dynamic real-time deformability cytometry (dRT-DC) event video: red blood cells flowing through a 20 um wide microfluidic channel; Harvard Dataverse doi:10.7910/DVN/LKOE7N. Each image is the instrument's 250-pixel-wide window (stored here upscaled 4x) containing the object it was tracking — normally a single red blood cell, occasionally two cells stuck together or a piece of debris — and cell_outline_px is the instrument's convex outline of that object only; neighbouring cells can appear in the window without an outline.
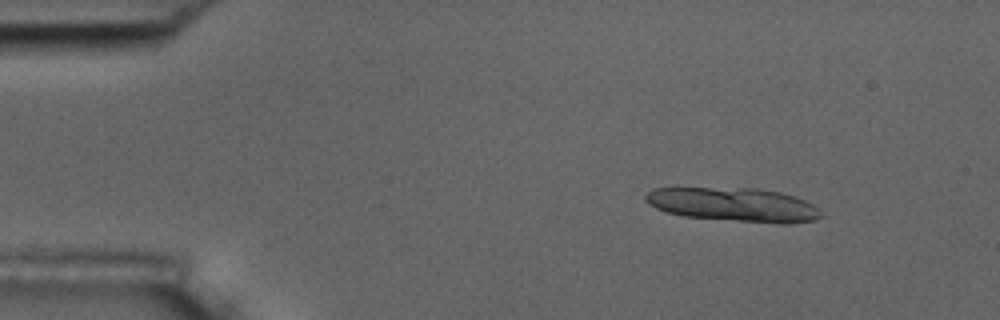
{"species": "common noctule bat (a hibernating species)", "species_latin": "Nyctalus noctula", "temperature_condition": "room temperature", "stored_images_in_passage": 4, "camera_frame_rate_fps": 3000, "um_per_image_px": 0.085, "animal": {"sex": "male", "body_mass_g": 17.5, "forearm_length_mm": 52.3}, "frame": {"image": 1, "passage_image": 1, "time_ms": 0.0, "image_size_px": [1000, 320], "cell_outline_px": [[824, 216], [816, 220], [788, 224], [780, 224], [684, 216], [668, 212], [656, 208], [648, 204], [644, 200], [644, 196], [652, 188], [756, 188], [780, 192], [804, 200], [812, 204]], "centroid_in_image_um": [62.37, 17.4], "position_along_channel_um": 22.6, "area_um2": 34.56}}